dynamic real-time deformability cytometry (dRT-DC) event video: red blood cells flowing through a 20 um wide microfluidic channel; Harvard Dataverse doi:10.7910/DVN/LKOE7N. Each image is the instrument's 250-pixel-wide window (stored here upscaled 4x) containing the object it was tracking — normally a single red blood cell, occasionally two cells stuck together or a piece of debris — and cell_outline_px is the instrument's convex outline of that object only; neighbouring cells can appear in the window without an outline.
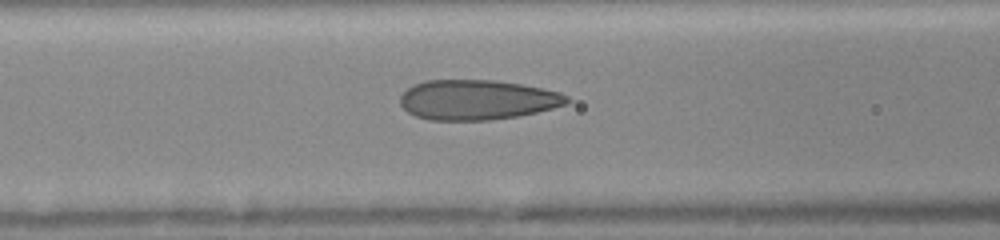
{"species": "human", "species_latin": "Homo sapiens", "temperature_condition": "room temperature", "stored_images_in_passage": 31, "camera_frame_rate_fps": 3000, "um_per_image_px": 0.085, "donor": {"sex": "female"}, "frame": {"image": 1, "passage_image": 7, "time_ms": 1.333, "image_size_px": [1000, 240], "cell_outline_px": [[572, 100], [568, 104], [536, 112], [516, 116], [488, 120], [428, 120], [416, 116], [408, 112], [400, 104], [400, 96], [408, 88], [416, 84], [428, 80], [496, 80], [520, 84], [560, 92], [568, 96]], "centroid_in_image_um": [40.57, 8.48], "position_along_channel_um": 126.0, "area_um2": 38.73}}
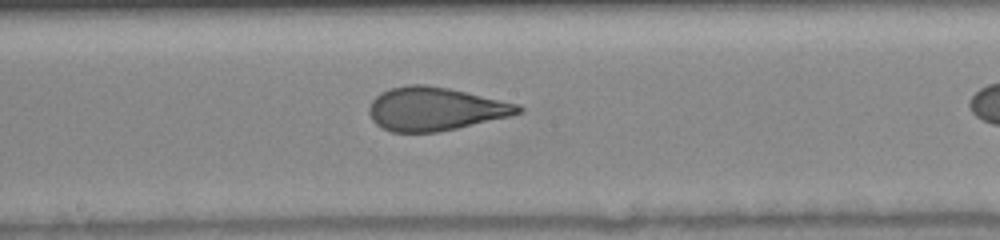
{"frame": {"image": 2, "passage_image": 12, "time_ms": 3.333, "image_size_px": [1000, 240], "cell_outline_px": [[524, 112], [512, 116], [456, 128], [436, 132], [392, 132], [376, 124], [372, 120], [368, 112], [368, 108], [372, 100], [380, 92], [392, 88], [408, 84], [424, 84], [448, 88], [520, 104], [524, 108]], "centroid_in_image_um": [37.0, 9.25], "position_along_channel_um": 211.2, "area_um2": 37.74}}
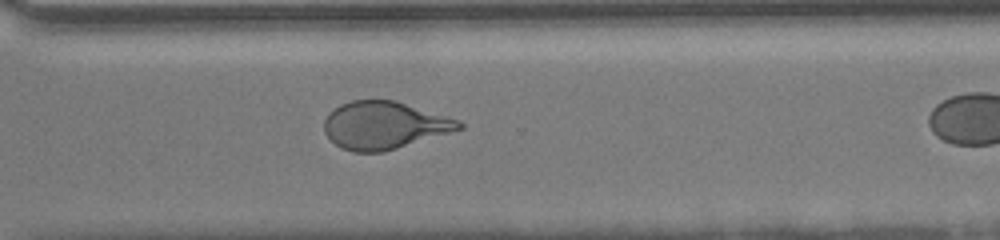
{"frame": {"image": 3, "passage_image": 25, "time_ms": 6.333, "image_size_px": [1000, 240], "cell_outline_px": [[464, 128], [384, 152], [352, 152], [340, 148], [324, 132], [324, 120], [328, 112], [340, 104], [352, 100], [396, 100], [460, 120], [464, 124]], "centroid_in_image_um": [32.65, 10.64], "position_along_channel_um": 338.0, "area_um2": 37.51}}